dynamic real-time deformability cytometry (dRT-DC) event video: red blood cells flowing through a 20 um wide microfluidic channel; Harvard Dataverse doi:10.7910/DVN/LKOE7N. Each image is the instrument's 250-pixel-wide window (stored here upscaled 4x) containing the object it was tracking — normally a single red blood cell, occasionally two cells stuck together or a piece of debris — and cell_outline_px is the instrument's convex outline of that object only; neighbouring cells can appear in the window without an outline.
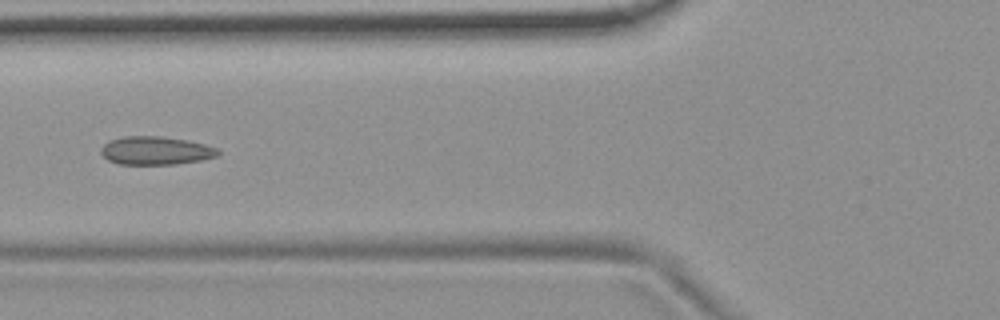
{"species": "common noctule bat (a hibernating species)", "species_latin": "Nyctalus noctula", "temperature_condition": "room temperature", "stored_images_in_passage": 6, "camera_frame_rate_fps": 3000, "um_per_image_px": 0.085, "animal": {"sex": "female", "body_mass_g": 19.9}, "frame": {"image": 1, "passage_image": 3, "time_ms": 0.667, "image_size_px": [1000, 320], "cell_outline_px": [[220, 156], [200, 160], [176, 164], [116, 164], [108, 160], [100, 152], [100, 148], [104, 144], [112, 140], [124, 136], [160, 136], [188, 140], [204, 144], [216, 148], [220, 152]], "centroid_in_image_um": [13.24, 12.8], "position_along_channel_um": 112.6, "area_um2": 19.31}}
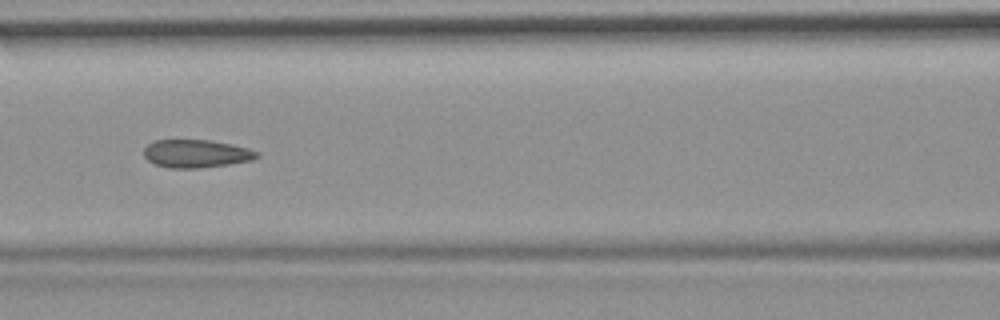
{"frame": {"image": 2, "passage_image": 4, "time_ms": 1.0, "image_size_px": [1000, 320], "cell_outline_px": [[260, 156], [252, 160], [228, 164], [196, 168], [168, 168], [156, 164], [148, 160], [144, 156], [144, 148], [148, 144], [156, 140], [208, 140], [232, 144], [248, 148], [260, 152]], "centroid_in_image_um": [16.69, 13.05], "position_along_channel_um": 149.9, "area_um2": 18.38}}